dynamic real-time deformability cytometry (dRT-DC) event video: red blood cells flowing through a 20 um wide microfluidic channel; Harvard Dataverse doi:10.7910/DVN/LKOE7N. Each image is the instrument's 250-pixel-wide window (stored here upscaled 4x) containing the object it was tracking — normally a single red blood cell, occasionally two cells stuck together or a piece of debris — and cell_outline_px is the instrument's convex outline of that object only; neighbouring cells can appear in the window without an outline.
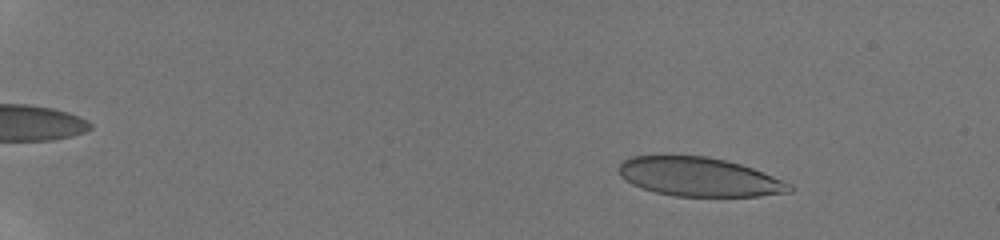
{"species": "human", "species_latin": "Homo sapiens", "temperature_condition": "room temperature", "stored_images_in_passage": 57, "camera_frame_rate_fps": 3000, "um_per_image_px": 0.085, "donor": {"sex": "male"}, "frame": {"image": 1, "passage_image": 9, "time_ms": 2.667, "image_size_px": [1000, 240], "cell_outline_px": [[792, 192], [760, 196], [676, 196], [656, 192], [632, 184], [624, 180], [620, 176], [616, 168], [624, 160], [632, 156], [708, 156], [728, 160], [764, 172], [792, 184]], "centroid_in_image_um": [59.44, 15.03], "position_along_channel_um": 25.6, "area_um2": 38.78}}
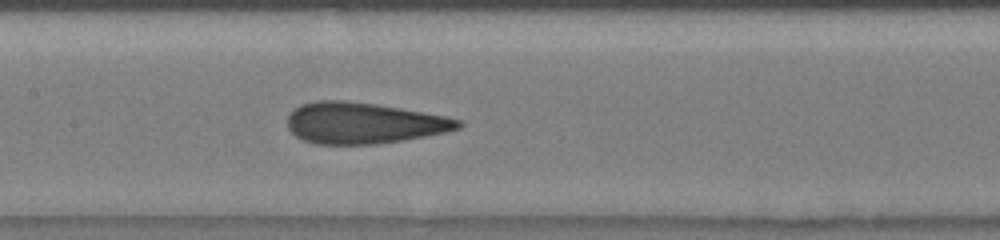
{"frame": {"image": 2, "passage_image": 32, "time_ms": 10.333, "image_size_px": [1000, 240], "cell_outline_px": [[464, 124], [460, 128], [444, 132], [404, 140], [376, 144], [316, 144], [304, 140], [296, 136], [288, 128], [288, 116], [292, 108], [300, 104], [316, 100], [344, 100], [376, 104], [448, 116], [460, 120]], "centroid_in_image_um": [30.88, 10.45], "position_along_channel_um": 176.5, "area_um2": 41.1}}
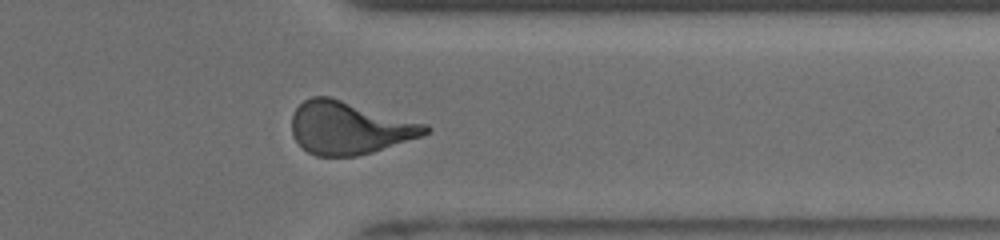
{"frame": {"image": 3, "passage_image": 48, "time_ms": 15.667, "image_size_px": [1000, 240], "cell_outline_px": [[432, 128], [428, 132], [420, 136], [372, 152], [356, 156], [316, 156], [308, 152], [292, 136], [292, 116], [296, 108], [304, 100], [312, 96], [328, 96], [428, 124]], "centroid_in_image_um": [29.68, 10.86], "position_along_channel_um": 381.7, "area_um2": 40.75}, "authors_computed_cell_mechanics": {"area_um2": 40.46, "velocity_mm_per_s": 3.8605, "shape_relaxation_time_tau1_ms": 5.2124, "shape_relaxation_time_tau2_ms": 0.9071, "deformation_change_tau1": 0.1846, "deformation_change_tau2": 0.0861}}